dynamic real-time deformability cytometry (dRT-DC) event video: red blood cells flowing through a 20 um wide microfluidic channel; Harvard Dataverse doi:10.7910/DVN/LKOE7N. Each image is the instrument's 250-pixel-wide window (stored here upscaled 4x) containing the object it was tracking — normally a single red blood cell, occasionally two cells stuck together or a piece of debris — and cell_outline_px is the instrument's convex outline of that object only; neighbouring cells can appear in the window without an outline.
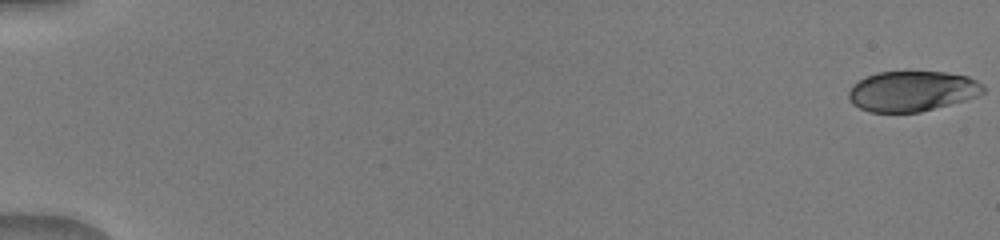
{"species": "human", "species_latin": "Homo sapiens", "temperature_condition": "warm", "stored_images_in_passage": 52, "camera_frame_rate_fps": 3000, "um_per_image_px": 0.085, "donor": {"sex": "male"}, "frame": {"image": 1, "passage_image": 1, "time_ms": 0.0, "image_size_px": [1000, 240], "cell_outline_px": [[984, 92], [976, 96], [964, 100], [920, 112], [868, 112], [852, 104], [848, 96], [848, 92], [852, 84], [864, 76], [876, 72], [944, 72], [968, 76], [984, 84]], "centroid_in_image_um": [77.49, 7.74], "position_along_channel_um": 7.5, "area_um2": 31.73}}
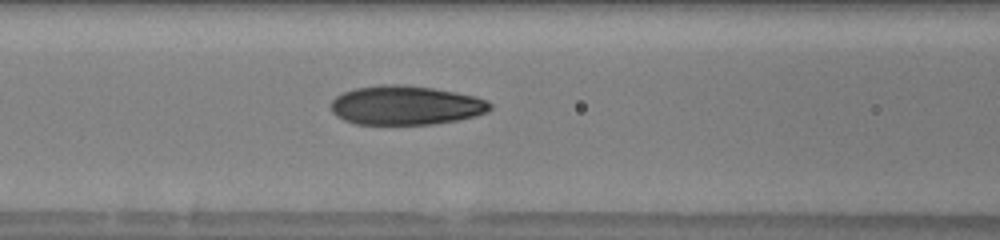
{"frame": {"image": 2, "passage_image": 24, "time_ms": 7.667, "image_size_px": [1000, 240], "cell_outline_px": [[492, 108], [488, 112], [476, 116], [460, 120], [432, 124], [356, 124], [344, 120], [336, 116], [332, 112], [328, 104], [336, 96], [344, 92], [356, 88], [380, 84], [404, 84], [432, 88], [456, 92], [476, 96], [488, 100], [492, 104]], "centroid_in_image_um": [34.5, 8.95], "position_along_channel_um": 132.1, "area_um2": 36.76}}
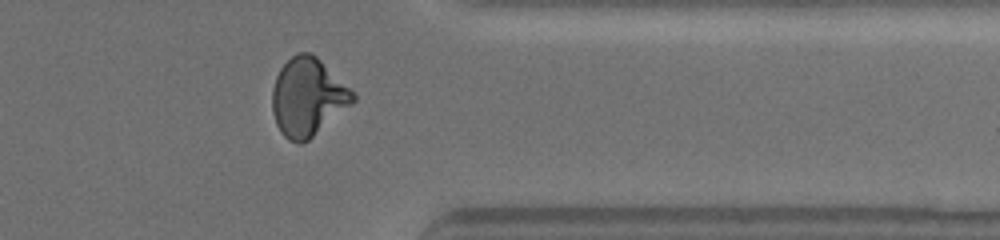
{"frame": {"image": 3, "passage_image": 43, "time_ms": 14.0, "image_size_px": [1000, 240], "cell_outline_px": [[356, 100], [352, 104], [308, 140], [300, 144], [296, 144], [288, 140], [280, 132], [276, 124], [272, 112], [272, 88], [276, 76], [280, 68], [296, 52], [308, 52], [316, 56], [356, 92]], "centroid_in_image_um": [26.16, 8.26], "position_along_channel_um": 385.2, "area_um2": 36.88}}